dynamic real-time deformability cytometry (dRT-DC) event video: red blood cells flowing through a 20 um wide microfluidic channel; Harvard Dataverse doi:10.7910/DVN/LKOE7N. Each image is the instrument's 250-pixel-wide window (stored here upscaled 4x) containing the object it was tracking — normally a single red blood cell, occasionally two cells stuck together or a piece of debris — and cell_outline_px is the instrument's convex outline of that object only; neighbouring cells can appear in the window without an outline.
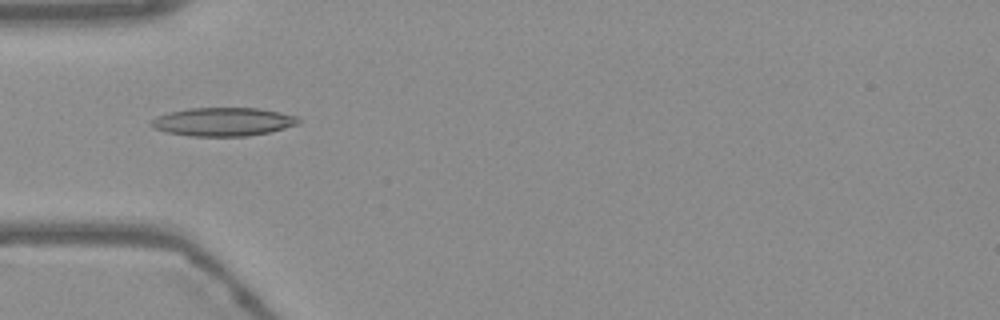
{"species": "Egyptian fruit bat (a non-hibernating species)", "species_latin": "Rousettus aegyptiacus", "temperature_condition": "warm", "stored_images_in_passage": 42, "camera_frame_rate_fps": 3000, "um_per_image_px": 0.085, "frame": {"image": 1, "passage_image": 5, "time_ms": 1.333, "image_size_px": [1000, 320], "cell_outline_px": [[300, 120], [296, 124], [284, 128], [268, 132], [244, 136], [188, 136], [168, 132], [152, 128], [148, 124], [148, 120], [156, 116], [168, 112], [188, 108], [260, 108], [280, 112], [296, 116]], "centroid_in_image_um": [18.87, 10.34], "position_along_channel_um": 66.1, "area_um2": 24.51}}
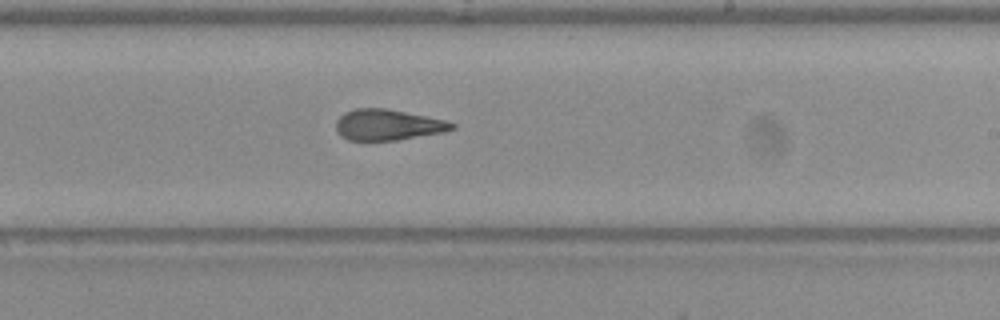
{"frame": {"image": 2, "passage_image": 20, "time_ms": 6.333, "image_size_px": [1000, 320], "cell_outline_px": [[456, 128], [444, 132], [396, 140], [368, 144], [348, 140], [340, 136], [336, 132], [336, 120], [344, 112], [356, 108], [388, 108], [444, 120], [456, 124]], "centroid_in_image_um": [32.89, 10.65], "position_along_channel_um": 256.1, "area_um2": 21.62}}
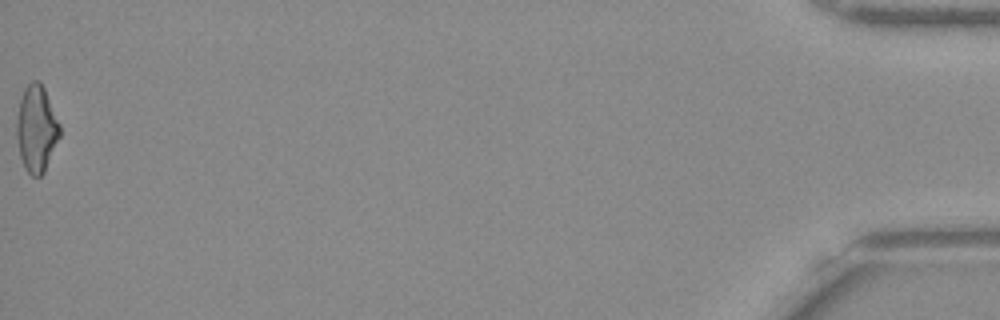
{"frame": {"image": 3, "passage_image": 42, "time_ms": 13.667, "image_size_px": [1000, 320], "cell_outline_px": [[60, 136], [44, 172], [40, 176], [32, 176], [24, 168], [20, 156], [16, 136], [16, 116], [20, 100], [24, 88], [32, 80], [40, 80], [44, 88], [60, 124]], "centroid_in_image_um": [3.08, 10.93], "position_along_channel_um": 432.1, "area_um2": 21.85}, "authors_computed_cell_mechanics": {"area_um2": 21.7906, "velocity_mm_per_s": 3.7916, "shape_relaxation_time_tau1_ms": 7.6346, "shape_relaxation_time_tau2_ms": 1.9262, "deformation_change_tau1": 0.2163, "deformation_change_tau2": 0.1056}}